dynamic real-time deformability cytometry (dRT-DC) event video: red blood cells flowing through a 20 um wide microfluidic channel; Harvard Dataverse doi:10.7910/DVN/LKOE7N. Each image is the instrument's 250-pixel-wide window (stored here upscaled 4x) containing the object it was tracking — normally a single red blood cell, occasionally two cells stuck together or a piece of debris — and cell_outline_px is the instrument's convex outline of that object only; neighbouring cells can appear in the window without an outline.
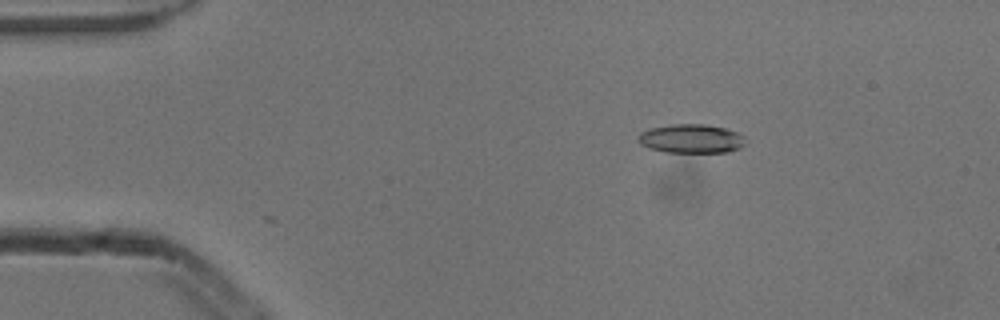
{"species": "common noctule bat (a hibernating species)", "species_latin": "Nyctalus noctula", "temperature_condition": "cold", "stored_images_in_passage": 53, "camera_frame_rate_fps": 3000, "um_per_image_px": 0.085, "animal": {"sex": "male", "body_mass_g": 13.3}, "frame": {"image": 1, "passage_image": 9, "time_ms": 2.667, "image_size_px": [1000, 320], "cell_outline_px": [[744, 144], [740, 148], [728, 152], [664, 152], [648, 148], [640, 144], [636, 140], [640, 132], [648, 128], [672, 124], [704, 124], [724, 128], [736, 132], [744, 136]], "centroid_in_image_um": [58.7, 11.79], "position_along_channel_um": 26.3, "area_um2": 18.21}}
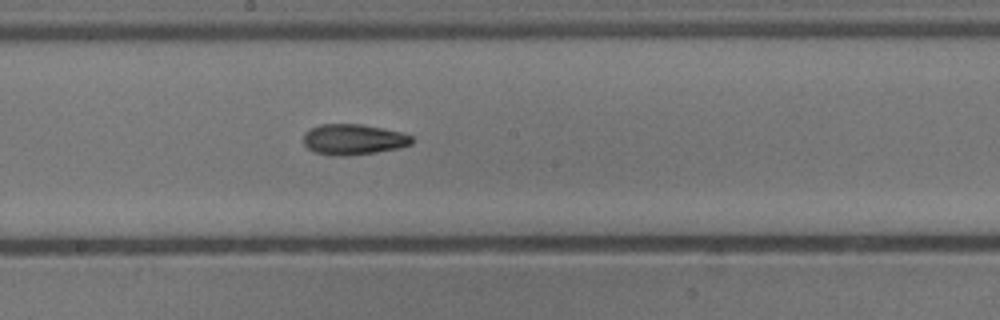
{"frame": {"image": 2, "passage_image": 29, "time_ms": 9.333, "image_size_px": [1000, 320], "cell_outline_px": [[412, 144], [400, 148], [376, 152], [348, 156], [340, 156], [316, 152], [308, 148], [304, 144], [304, 132], [320, 124], [360, 124], [404, 132], [412, 136]], "centroid_in_image_um": [30.07, 11.85], "position_along_channel_um": 218.1, "area_um2": 19.36}}
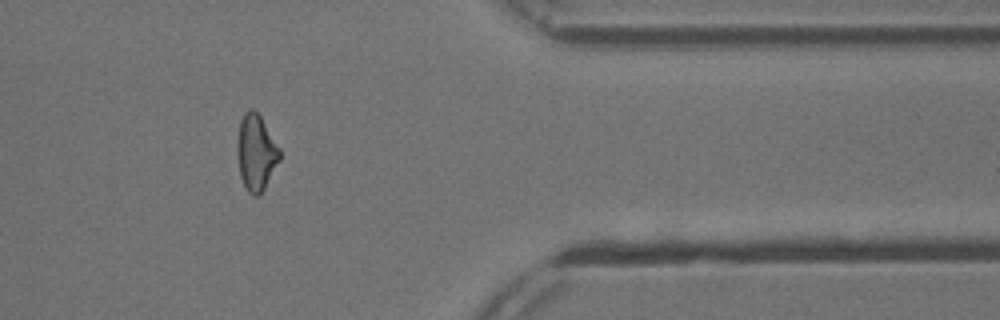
{"frame": {"image": 3, "passage_image": 44, "time_ms": 14.333, "image_size_px": [1000, 320], "cell_outline_px": [[280, 160], [264, 188], [256, 196], [252, 196], [248, 192], [240, 176], [236, 152], [236, 144], [240, 120], [244, 112], [248, 108], [252, 108], [260, 116], [280, 148]], "centroid_in_image_um": [21.74, 12.94], "position_along_channel_um": 389.7, "area_um2": 18.84}, "authors_computed_cell_mechanics": {"area_um2": 18.8428, "velocity_mm_per_s": 3.8579, "shape_relaxation_time_tau1_ms": 5.5546, "shape_relaxation_time_tau2_ms": 5.8778, "deformation_change_tau1": 0.1906, "deformation_change_tau2": 0.1308}}